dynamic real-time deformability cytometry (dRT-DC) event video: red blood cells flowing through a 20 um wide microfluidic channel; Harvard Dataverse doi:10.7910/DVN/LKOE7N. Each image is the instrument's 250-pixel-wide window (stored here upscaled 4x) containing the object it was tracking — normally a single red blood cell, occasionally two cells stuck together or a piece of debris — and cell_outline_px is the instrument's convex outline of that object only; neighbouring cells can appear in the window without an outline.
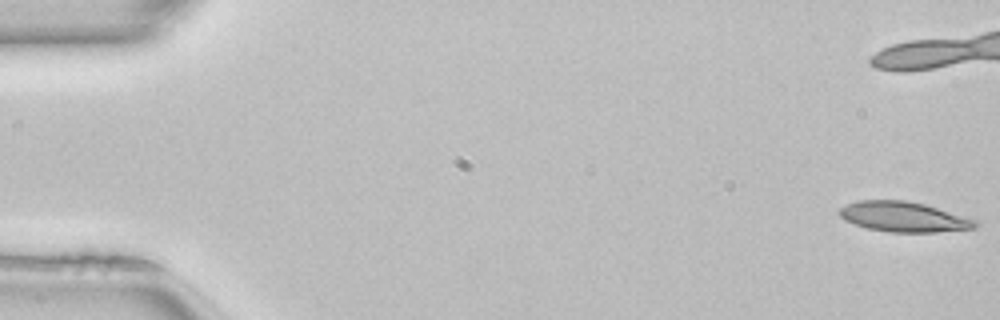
{"species": "common noctule bat (a hibernating species)", "species_latin": "Nyctalus noctula", "temperature_condition": "room temperature", "stored_images_in_passage": 51, "camera_frame_rate_fps": 3000, "um_per_image_px": 0.085, "animal": {"sex": "female", "body_mass_g": 22.7, "forearm_length_mm": 54.2}, "frame": {"image": 1, "passage_image": 1, "time_ms": 0.0, "image_size_px": [1000, 320], "cell_outline_px": [[980, 224], [976, 228], [936, 232], [888, 232], [868, 228], [844, 220], [836, 212], [840, 208], [856, 200], [904, 200], [924, 204], [976, 220]], "centroid_in_image_um": [76.79, 18.43], "position_along_channel_um": 8.2, "area_um2": 23.76}, "authors_computed_cell_mechanics": {"area_um2": 23.7558, "velocity_mm_per_s": 4.0767, "shape_relaxation_time_tau1_ms": null, "shape_relaxation_time_tau2_ms": 3.5677, "deformation_change_tau1": null, "deformation_change_tau2": 0.1296}}